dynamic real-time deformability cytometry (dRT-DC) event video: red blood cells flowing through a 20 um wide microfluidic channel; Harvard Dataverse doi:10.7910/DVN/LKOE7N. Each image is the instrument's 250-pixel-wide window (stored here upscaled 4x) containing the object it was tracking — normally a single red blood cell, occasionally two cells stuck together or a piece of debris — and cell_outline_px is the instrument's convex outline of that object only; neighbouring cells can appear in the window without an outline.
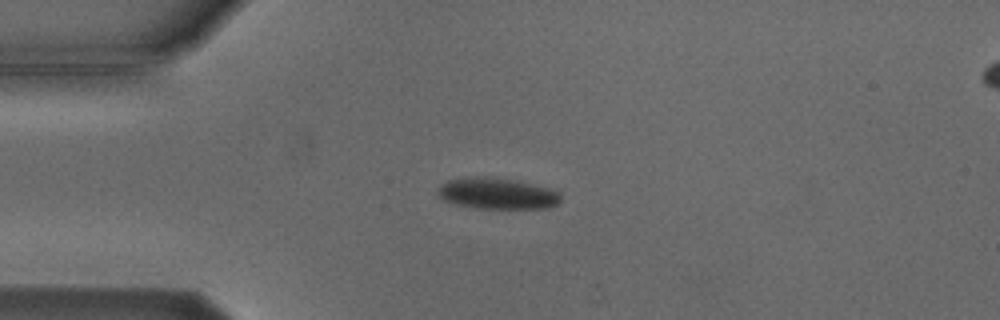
{"species": "Egyptian fruit bat (a non-hibernating species)", "species_latin": "Rousettus aegyptiacus", "temperature_condition": "cold", "stored_images_in_passage": 2, "camera_frame_rate_fps": 3000, "um_per_image_px": 0.085, "animal": {"sex": "male"}, "frame": {"image": 1, "passage_image": 1, "time_ms": 0.0, "image_size_px": [1000, 320], "cell_outline_px": [[560, 200], [556, 204], [548, 208], [476, 208], [456, 204], [444, 200], [436, 192], [448, 180], [468, 176], [488, 176], [548, 188], [556, 192], [560, 196]], "centroid_in_image_um": [42.21, 16.45], "position_along_channel_um": 42.8, "area_um2": 21.79}}